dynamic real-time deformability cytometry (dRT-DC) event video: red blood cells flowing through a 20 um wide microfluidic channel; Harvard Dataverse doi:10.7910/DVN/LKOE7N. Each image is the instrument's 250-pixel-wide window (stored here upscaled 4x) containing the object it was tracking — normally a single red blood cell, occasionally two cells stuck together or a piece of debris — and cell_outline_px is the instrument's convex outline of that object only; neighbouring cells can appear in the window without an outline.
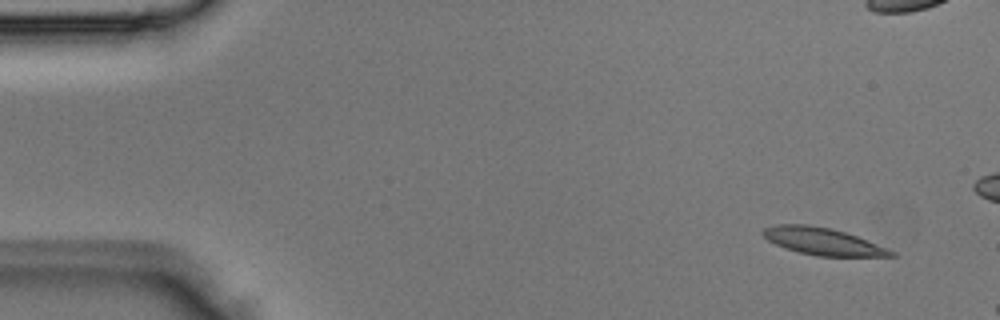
{"species": "Egyptian fruit bat (a non-hibernating species)", "species_latin": "Rousettus aegyptiacus", "temperature_condition": "room temperature", "stored_images_in_passage": 4, "segment_of_instrument_passage": [2, 2], "camera_frame_rate_fps": 3000, "um_per_image_px": 0.085, "animal": {"sex": "male"}, "frame": {"image": 1, "passage_image": 4, "time_ms": 1.0, "image_size_px": [1000, 320], "cell_outline_px": [[896, 256], [820, 256], [800, 252], [776, 244], [768, 240], [760, 232], [764, 228], [776, 224], [808, 224], [832, 228], [856, 236], [896, 252]], "centroid_in_image_um": [69.91, 20.5], "position_along_channel_um": 15.1, "area_um2": 19.94}}